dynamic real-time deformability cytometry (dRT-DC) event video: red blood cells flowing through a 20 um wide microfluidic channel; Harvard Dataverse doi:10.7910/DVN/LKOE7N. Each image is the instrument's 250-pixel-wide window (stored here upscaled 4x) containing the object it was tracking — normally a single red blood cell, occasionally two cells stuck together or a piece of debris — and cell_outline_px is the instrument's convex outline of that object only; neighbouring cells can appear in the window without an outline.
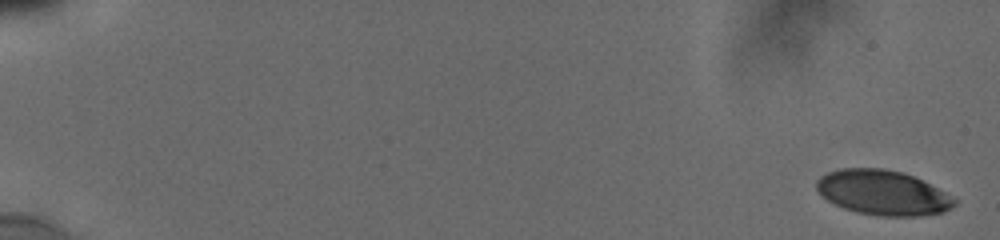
{"species": "human", "species_latin": "Homo sapiens", "temperature_condition": "cold", "stored_images_in_passage": 76, "camera_frame_rate_fps": 3000, "um_per_image_px": 0.085, "donor": {"sex": "male"}, "frame": {"image": 1, "passage_image": 1, "time_ms": 0.0, "image_size_px": [1000, 240], "cell_outline_px": [[956, 204], [952, 208], [944, 212], [920, 216], [880, 216], [856, 212], [844, 208], [828, 200], [816, 188], [816, 180], [820, 176], [828, 172], [840, 168], [884, 168], [904, 172], [944, 192], [956, 200]], "centroid_in_image_um": [75.03, 16.37], "position_along_channel_um": 10.0, "area_um2": 35.84}}
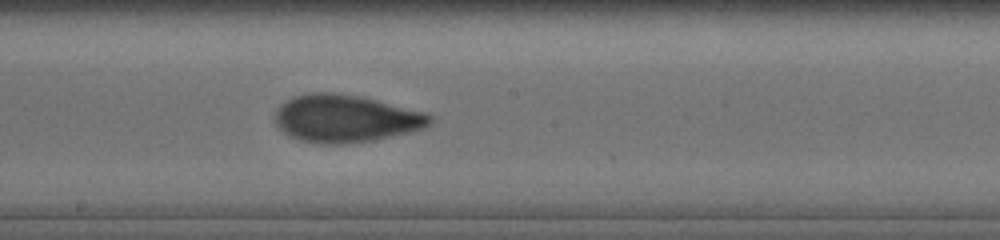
{"frame": {"image": 2, "passage_image": 48, "time_ms": 10.667, "image_size_px": [1000, 240], "cell_outline_px": [[432, 124], [424, 128], [412, 132], [372, 140], [340, 144], [324, 144], [300, 140], [284, 132], [276, 124], [276, 108], [280, 104], [292, 96], [308, 92], [332, 92], [360, 96], [428, 112], [432, 116]], "centroid_in_image_um": [29.41, 10.06], "position_along_channel_um": 218.8, "area_um2": 43.12}}
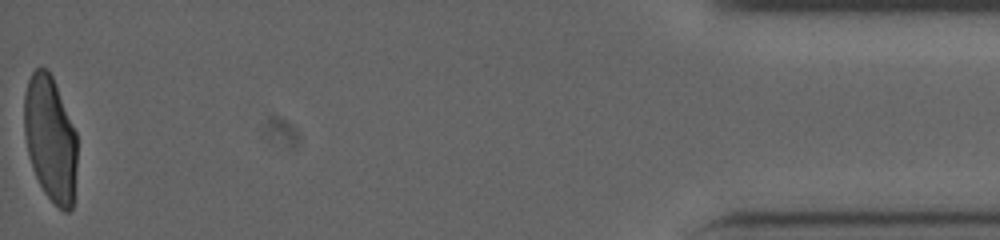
{"frame": {"image": 3, "passage_image": 76, "time_ms": 18.333, "image_size_px": [1000, 240], "cell_outline_px": [[76, 168], [72, 208], [68, 212], [64, 212], [44, 192], [32, 168], [28, 156], [24, 132], [24, 92], [28, 80], [32, 72], [36, 68], [48, 68], [52, 76], [76, 132]], "centroid_in_image_um": [4.26, 11.77], "position_along_channel_um": 430.9, "area_um2": 38.55}, "authors_computed_cell_mechanics": {"area_um2": 41.327, "velocity_mm_per_s": 3.835, "shape_relaxation_time_tau1_ms": 7.3856, "shape_relaxation_time_tau2_ms": 1.1327, "deformation_change_tau1": 0.2264, "deformation_change_tau2": 0.0652}}